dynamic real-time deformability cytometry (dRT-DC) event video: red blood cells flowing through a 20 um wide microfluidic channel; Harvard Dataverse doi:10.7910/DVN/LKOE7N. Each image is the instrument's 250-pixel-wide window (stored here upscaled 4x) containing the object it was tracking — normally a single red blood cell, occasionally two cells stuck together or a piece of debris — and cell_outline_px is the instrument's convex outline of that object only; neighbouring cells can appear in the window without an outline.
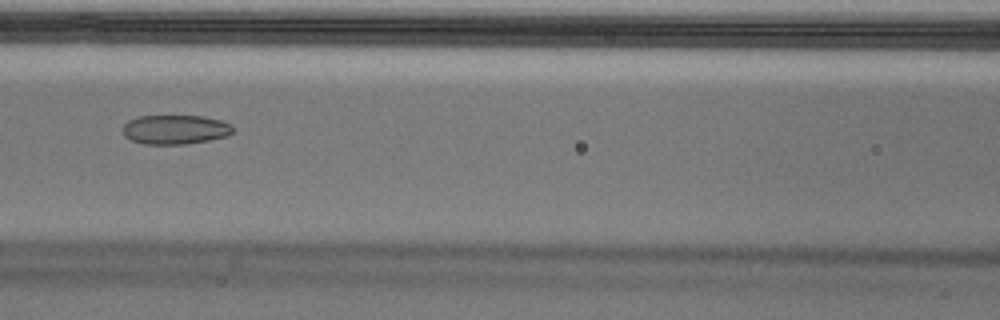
{"species": "Egyptian fruit bat (a non-hibernating species)", "species_latin": "Rousettus aegyptiacus", "temperature_condition": "cold", "stored_images_in_passage": 54, "camera_frame_rate_fps": 3000, "um_per_image_px": 0.085, "animal": {"sex": "male"}, "frame": {"image": 1, "passage_image": 24, "time_ms": 7.667, "image_size_px": [1000, 320], "cell_outline_px": [[232, 132], [228, 136], [208, 140], [184, 144], [144, 144], [132, 140], [124, 136], [124, 124], [128, 120], [140, 116], [204, 116], [220, 120], [232, 124]], "centroid_in_image_um": [14.9, 11.01], "position_along_channel_um": 151.7, "area_um2": 18.73}, "authors_computed_cell_mechanics": {"area_um2": 21.675, "velocity_mm_per_s": 3.6713, "shape_relaxation_time_tau1_ms": null, "shape_relaxation_time_tau2_ms": 2.2306, "deformation_change_tau1": null, "deformation_change_tau2": 0.066}}